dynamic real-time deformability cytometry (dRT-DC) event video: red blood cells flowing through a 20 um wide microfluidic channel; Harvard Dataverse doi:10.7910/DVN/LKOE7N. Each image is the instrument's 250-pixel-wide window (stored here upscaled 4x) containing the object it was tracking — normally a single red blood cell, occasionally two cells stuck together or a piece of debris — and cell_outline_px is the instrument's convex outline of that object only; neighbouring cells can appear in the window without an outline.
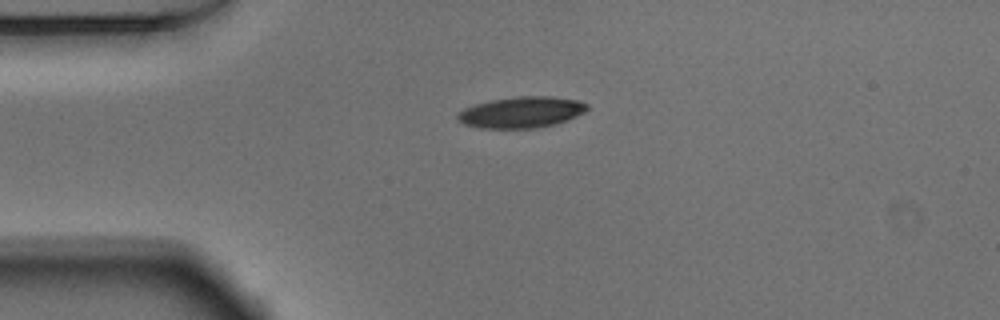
{"species": "Egyptian fruit bat (a non-hibernating species)", "species_latin": "Rousettus aegyptiacus", "temperature_condition": "warm", "stored_images_in_passage": 34, "camera_frame_rate_fps": 3000, "um_per_image_px": 0.085, "animal": {"sex": "male"}, "frame": {"image": 1, "passage_image": 1, "time_ms": 0.0, "image_size_px": [1000, 320], "cell_outline_px": [[588, 108], [584, 112], [576, 116], [556, 124], [536, 128], [480, 128], [464, 124], [456, 120], [456, 116], [464, 108], [476, 104], [492, 100], [520, 96], [552, 96], [576, 100], [588, 104]], "centroid_in_image_um": [44.31, 9.55], "position_along_channel_um": 40.7, "area_um2": 23.41}}
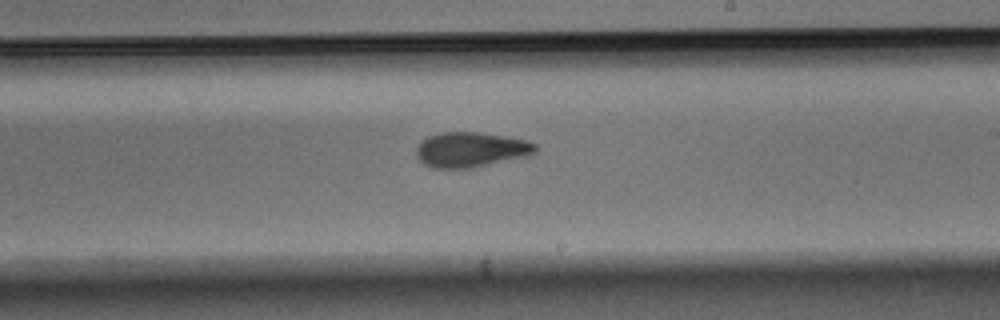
{"frame": {"image": 2, "passage_image": 19, "time_ms": 6.0, "image_size_px": [1000, 320], "cell_outline_px": [[536, 152], [528, 156], [472, 168], [432, 168], [424, 164], [416, 156], [416, 144], [420, 140], [428, 136], [440, 132], [476, 132], [524, 140], [536, 144]], "centroid_in_image_um": [39.96, 12.73], "position_along_channel_um": 249.0, "area_um2": 24.33}}
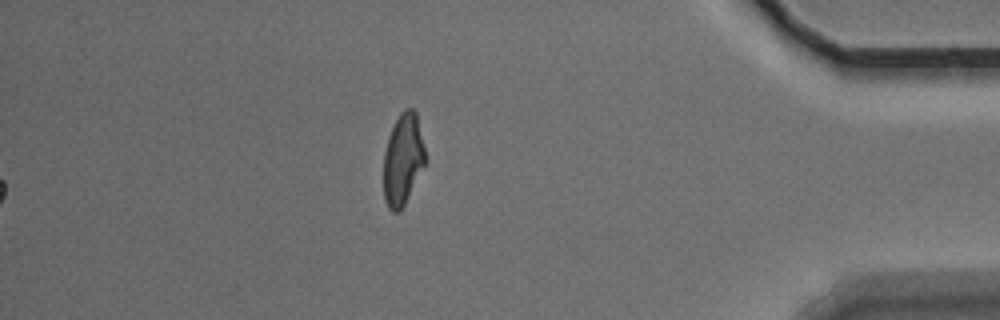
{"frame": {"image": 3, "passage_image": 34, "time_ms": 11.0, "image_size_px": [1000, 320], "cell_outline_px": [[424, 164], [400, 212], [392, 212], [388, 208], [384, 200], [384, 152], [388, 136], [400, 112], [404, 108], [412, 108], [416, 112], [424, 148]], "centroid_in_image_um": [34.21, 13.54], "position_along_channel_um": 401.0, "area_um2": 21.79}, "authors_computed_cell_mechanics": {"area_um2": 24.0448, "velocity_mm_per_s": 3.8465, "shape_relaxation_time_tau1_ms": 5.7931, "shape_relaxation_time_tau2_ms": 2.3273, "deformation_change_tau1": 0.2001, "deformation_change_tau2": 0.0919}}